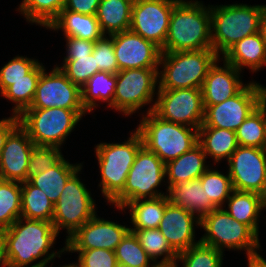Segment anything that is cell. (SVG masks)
Segmentation results:
<instances>
[{
    "mask_svg": "<svg viewBox=\"0 0 266 267\" xmlns=\"http://www.w3.org/2000/svg\"><path fill=\"white\" fill-rule=\"evenodd\" d=\"M0 235L10 267H28L42 257L43 259L30 267H47L54 258H60L61 253H66L65 247L49 253L59 235L52 222L20 217L6 230L1 231Z\"/></svg>",
    "mask_w": 266,
    "mask_h": 267,
    "instance_id": "6da1fadb",
    "label": "cell"
},
{
    "mask_svg": "<svg viewBox=\"0 0 266 267\" xmlns=\"http://www.w3.org/2000/svg\"><path fill=\"white\" fill-rule=\"evenodd\" d=\"M213 49L210 5L201 1L179 0L170 14V23L162 52Z\"/></svg>",
    "mask_w": 266,
    "mask_h": 267,
    "instance_id": "7a4b0ae2",
    "label": "cell"
},
{
    "mask_svg": "<svg viewBox=\"0 0 266 267\" xmlns=\"http://www.w3.org/2000/svg\"><path fill=\"white\" fill-rule=\"evenodd\" d=\"M265 6L241 3L210 6L212 48L220 58L238 41L259 32Z\"/></svg>",
    "mask_w": 266,
    "mask_h": 267,
    "instance_id": "3957f363",
    "label": "cell"
},
{
    "mask_svg": "<svg viewBox=\"0 0 266 267\" xmlns=\"http://www.w3.org/2000/svg\"><path fill=\"white\" fill-rule=\"evenodd\" d=\"M143 146L165 164L198 144V129L161 119L153 111L142 115L136 128Z\"/></svg>",
    "mask_w": 266,
    "mask_h": 267,
    "instance_id": "277c9868",
    "label": "cell"
},
{
    "mask_svg": "<svg viewBox=\"0 0 266 267\" xmlns=\"http://www.w3.org/2000/svg\"><path fill=\"white\" fill-rule=\"evenodd\" d=\"M221 59L213 49L197 51L162 52L157 89L200 88L209 69Z\"/></svg>",
    "mask_w": 266,
    "mask_h": 267,
    "instance_id": "5b68a950",
    "label": "cell"
},
{
    "mask_svg": "<svg viewBox=\"0 0 266 267\" xmlns=\"http://www.w3.org/2000/svg\"><path fill=\"white\" fill-rule=\"evenodd\" d=\"M128 140L122 143H100L95 147L101 182V192L111 203L124 189L126 178L135 161L138 151L143 147L141 135L137 130L130 132Z\"/></svg>",
    "mask_w": 266,
    "mask_h": 267,
    "instance_id": "8992f818",
    "label": "cell"
},
{
    "mask_svg": "<svg viewBox=\"0 0 266 267\" xmlns=\"http://www.w3.org/2000/svg\"><path fill=\"white\" fill-rule=\"evenodd\" d=\"M86 114L85 109H26L19 116V125L36 146L61 148L67 136Z\"/></svg>",
    "mask_w": 266,
    "mask_h": 267,
    "instance_id": "52a82bcc",
    "label": "cell"
},
{
    "mask_svg": "<svg viewBox=\"0 0 266 267\" xmlns=\"http://www.w3.org/2000/svg\"><path fill=\"white\" fill-rule=\"evenodd\" d=\"M200 227L206 232L199 240L221 252L244 250L247 258L260 255L259 236L248 226L234 220L223 208H217L200 219Z\"/></svg>",
    "mask_w": 266,
    "mask_h": 267,
    "instance_id": "ba28073f",
    "label": "cell"
},
{
    "mask_svg": "<svg viewBox=\"0 0 266 267\" xmlns=\"http://www.w3.org/2000/svg\"><path fill=\"white\" fill-rule=\"evenodd\" d=\"M165 178V163L143 146L136 155L123 191L110 204L122 208L131 201L167 195L157 190Z\"/></svg>",
    "mask_w": 266,
    "mask_h": 267,
    "instance_id": "9c48e42d",
    "label": "cell"
},
{
    "mask_svg": "<svg viewBox=\"0 0 266 267\" xmlns=\"http://www.w3.org/2000/svg\"><path fill=\"white\" fill-rule=\"evenodd\" d=\"M81 170L82 167L67 180L58 201L54 204L53 227L58 234L65 228L68 234L66 240L97 213L91 191L78 177Z\"/></svg>",
    "mask_w": 266,
    "mask_h": 267,
    "instance_id": "30bf717a",
    "label": "cell"
},
{
    "mask_svg": "<svg viewBox=\"0 0 266 267\" xmlns=\"http://www.w3.org/2000/svg\"><path fill=\"white\" fill-rule=\"evenodd\" d=\"M158 71L159 69L137 68L117 72L113 109L127 117L143 106L154 103L146 113L153 111L156 102L153 97L159 86Z\"/></svg>",
    "mask_w": 266,
    "mask_h": 267,
    "instance_id": "8fae6325",
    "label": "cell"
},
{
    "mask_svg": "<svg viewBox=\"0 0 266 267\" xmlns=\"http://www.w3.org/2000/svg\"><path fill=\"white\" fill-rule=\"evenodd\" d=\"M153 112L161 119L199 129L204 121L202 89H158Z\"/></svg>",
    "mask_w": 266,
    "mask_h": 267,
    "instance_id": "7c38bea8",
    "label": "cell"
},
{
    "mask_svg": "<svg viewBox=\"0 0 266 267\" xmlns=\"http://www.w3.org/2000/svg\"><path fill=\"white\" fill-rule=\"evenodd\" d=\"M262 85L248 83L237 95L222 103L210 105L204 110L200 127H215L235 131L260 105Z\"/></svg>",
    "mask_w": 266,
    "mask_h": 267,
    "instance_id": "4fadbf2b",
    "label": "cell"
},
{
    "mask_svg": "<svg viewBox=\"0 0 266 267\" xmlns=\"http://www.w3.org/2000/svg\"><path fill=\"white\" fill-rule=\"evenodd\" d=\"M179 0H134L130 30L159 46L164 47L170 14Z\"/></svg>",
    "mask_w": 266,
    "mask_h": 267,
    "instance_id": "5bb4252c",
    "label": "cell"
},
{
    "mask_svg": "<svg viewBox=\"0 0 266 267\" xmlns=\"http://www.w3.org/2000/svg\"><path fill=\"white\" fill-rule=\"evenodd\" d=\"M45 71L46 69L42 71L38 79L35 96L27 109H84L81 88L72 83L57 64L49 73Z\"/></svg>",
    "mask_w": 266,
    "mask_h": 267,
    "instance_id": "9a60e30c",
    "label": "cell"
},
{
    "mask_svg": "<svg viewBox=\"0 0 266 267\" xmlns=\"http://www.w3.org/2000/svg\"><path fill=\"white\" fill-rule=\"evenodd\" d=\"M235 190L260 193L266 178V149L238 146L227 161Z\"/></svg>",
    "mask_w": 266,
    "mask_h": 267,
    "instance_id": "2e32d148",
    "label": "cell"
},
{
    "mask_svg": "<svg viewBox=\"0 0 266 267\" xmlns=\"http://www.w3.org/2000/svg\"><path fill=\"white\" fill-rule=\"evenodd\" d=\"M118 72L124 69H159L161 48L130 29L112 34Z\"/></svg>",
    "mask_w": 266,
    "mask_h": 267,
    "instance_id": "e0dca14e",
    "label": "cell"
},
{
    "mask_svg": "<svg viewBox=\"0 0 266 267\" xmlns=\"http://www.w3.org/2000/svg\"><path fill=\"white\" fill-rule=\"evenodd\" d=\"M130 228L97 214L84 223L65 242V249H106L115 251Z\"/></svg>",
    "mask_w": 266,
    "mask_h": 267,
    "instance_id": "ac0fdd59",
    "label": "cell"
},
{
    "mask_svg": "<svg viewBox=\"0 0 266 267\" xmlns=\"http://www.w3.org/2000/svg\"><path fill=\"white\" fill-rule=\"evenodd\" d=\"M35 144L18 125L7 137L0 153V179L27 181L29 158Z\"/></svg>",
    "mask_w": 266,
    "mask_h": 267,
    "instance_id": "d6986e66",
    "label": "cell"
},
{
    "mask_svg": "<svg viewBox=\"0 0 266 267\" xmlns=\"http://www.w3.org/2000/svg\"><path fill=\"white\" fill-rule=\"evenodd\" d=\"M194 225L200 226V219L197 216L169 202L158 229L171 248L178 254L200 243V240L195 241L194 239Z\"/></svg>",
    "mask_w": 266,
    "mask_h": 267,
    "instance_id": "ffe728a7",
    "label": "cell"
},
{
    "mask_svg": "<svg viewBox=\"0 0 266 267\" xmlns=\"http://www.w3.org/2000/svg\"><path fill=\"white\" fill-rule=\"evenodd\" d=\"M219 60L209 69L202 86L204 110L210 106L224 102L237 95L247 84L241 81V71L223 60V67Z\"/></svg>",
    "mask_w": 266,
    "mask_h": 267,
    "instance_id": "44dd1931",
    "label": "cell"
},
{
    "mask_svg": "<svg viewBox=\"0 0 266 267\" xmlns=\"http://www.w3.org/2000/svg\"><path fill=\"white\" fill-rule=\"evenodd\" d=\"M221 57L241 72L248 67L254 73L266 66V44L257 32L238 41Z\"/></svg>",
    "mask_w": 266,
    "mask_h": 267,
    "instance_id": "7402d4cb",
    "label": "cell"
},
{
    "mask_svg": "<svg viewBox=\"0 0 266 267\" xmlns=\"http://www.w3.org/2000/svg\"><path fill=\"white\" fill-rule=\"evenodd\" d=\"M166 194L171 204L189 211L199 219L217 209L206 196L200 178L171 185L167 187Z\"/></svg>",
    "mask_w": 266,
    "mask_h": 267,
    "instance_id": "603a6c76",
    "label": "cell"
},
{
    "mask_svg": "<svg viewBox=\"0 0 266 267\" xmlns=\"http://www.w3.org/2000/svg\"><path fill=\"white\" fill-rule=\"evenodd\" d=\"M207 156L197 144L191 150L165 164L168 187L181 182L198 179L209 167Z\"/></svg>",
    "mask_w": 266,
    "mask_h": 267,
    "instance_id": "cb8c5ba5",
    "label": "cell"
},
{
    "mask_svg": "<svg viewBox=\"0 0 266 267\" xmlns=\"http://www.w3.org/2000/svg\"><path fill=\"white\" fill-rule=\"evenodd\" d=\"M47 29L62 30L64 36L77 37L93 42L104 35L96 15H84L70 10H62Z\"/></svg>",
    "mask_w": 266,
    "mask_h": 267,
    "instance_id": "d4e9b609",
    "label": "cell"
},
{
    "mask_svg": "<svg viewBox=\"0 0 266 267\" xmlns=\"http://www.w3.org/2000/svg\"><path fill=\"white\" fill-rule=\"evenodd\" d=\"M198 144L206 156H211L215 164L223 159L228 161L239 146L235 131L215 127H200Z\"/></svg>",
    "mask_w": 266,
    "mask_h": 267,
    "instance_id": "484cf974",
    "label": "cell"
},
{
    "mask_svg": "<svg viewBox=\"0 0 266 267\" xmlns=\"http://www.w3.org/2000/svg\"><path fill=\"white\" fill-rule=\"evenodd\" d=\"M134 0H101L96 18L104 35H112L130 29Z\"/></svg>",
    "mask_w": 266,
    "mask_h": 267,
    "instance_id": "4316f807",
    "label": "cell"
},
{
    "mask_svg": "<svg viewBox=\"0 0 266 267\" xmlns=\"http://www.w3.org/2000/svg\"><path fill=\"white\" fill-rule=\"evenodd\" d=\"M169 203L167 195L153 199H139L126 203L118 210H130V220L134 228L130 230L158 228L164 215L166 205Z\"/></svg>",
    "mask_w": 266,
    "mask_h": 267,
    "instance_id": "83f0119b",
    "label": "cell"
},
{
    "mask_svg": "<svg viewBox=\"0 0 266 267\" xmlns=\"http://www.w3.org/2000/svg\"><path fill=\"white\" fill-rule=\"evenodd\" d=\"M115 86L116 74L104 71L95 73L81 87V103L85 111L90 113L100 106L97 101L106 102L108 108L113 109Z\"/></svg>",
    "mask_w": 266,
    "mask_h": 267,
    "instance_id": "f1b7e54d",
    "label": "cell"
},
{
    "mask_svg": "<svg viewBox=\"0 0 266 267\" xmlns=\"http://www.w3.org/2000/svg\"><path fill=\"white\" fill-rule=\"evenodd\" d=\"M82 164H71L63 157L56 165L43 173L31 177L28 181L41 189L43 193L55 204L67 180L80 168Z\"/></svg>",
    "mask_w": 266,
    "mask_h": 267,
    "instance_id": "f546056e",
    "label": "cell"
},
{
    "mask_svg": "<svg viewBox=\"0 0 266 267\" xmlns=\"http://www.w3.org/2000/svg\"><path fill=\"white\" fill-rule=\"evenodd\" d=\"M230 216L240 223L248 225L259 236V217L262 206L258 193L233 190L226 201Z\"/></svg>",
    "mask_w": 266,
    "mask_h": 267,
    "instance_id": "4dcf8cb0",
    "label": "cell"
},
{
    "mask_svg": "<svg viewBox=\"0 0 266 267\" xmlns=\"http://www.w3.org/2000/svg\"><path fill=\"white\" fill-rule=\"evenodd\" d=\"M54 203L28 180L21 182V217L52 222Z\"/></svg>",
    "mask_w": 266,
    "mask_h": 267,
    "instance_id": "1f68e13d",
    "label": "cell"
},
{
    "mask_svg": "<svg viewBox=\"0 0 266 267\" xmlns=\"http://www.w3.org/2000/svg\"><path fill=\"white\" fill-rule=\"evenodd\" d=\"M45 69L42 63H38L30 72L29 79H22L11 82L1 95L15 104L12 115L19 116L24 110L30 107L36 92L38 79Z\"/></svg>",
    "mask_w": 266,
    "mask_h": 267,
    "instance_id": "d6a6232c",
    "label": "cell"
},
{
    "mask_svg": "<svg viewBox=\"0 0 266 267\" xmlns=\"http://www.w3.org/2000/svg\"><path fill=\"white\" fill-rule=\"evenodd\" d=\"M130 231L134 232L140 245L155 264H172L176 262L178 254L171 248L158 228ZM162 256L163 258L157 261Z\"/></svg>",
    "mask_w": 266,
    "mask_h": 267,
    "instance_id": "836d02e7",
    "label": "cell"
},
{
    "mask_svg": "<svg viewBox=\"0 0 266 267\" xmlns=\"http://www.w3.org/2000/svg\"><path fill=\"white\" fill-rule=\"evenodd\" d=\"M21 217V182L0 179V232Z\"/></svg>",
    "mask_w": 266,
    "mask_h": 267,
    "instance_id": "e575fe53",
    "label": "cell"
},
{
    "mask_svg": "<svg viewBox=\"0 0 266 267\" xmlns=\"http://www.w3.org/2000/svg\"><path fill=\"white\" fill-rule=\"evenodd\" d=\"M240 146L266 149V113L259 105L236 130Z\"/></svg>",
    "mask_w": 266,
    "mask_h": 267,
    "instance_id": "d590c367",
    "label": "cell"
},
{
    "mask_svg": "<svg viewBox=\"0 0 266 267\" xmlns=\"http://www.w3.org/2000/svg\"><path fill=\"white\" fill-rule=\"evenodd\" d=\"M66 0H23L17 8L26 21L47 28L64 9Z\"/></svg>",
    "mask_w": 266,
    "mask_h": 267,
    "instance_id": "8d00e7d4",
    "label": "cell"
},
{
    "mask_svg": "<svg viewBox=\"0 0 266 267\" xmlns=\"http://www.w3.org/2000/svg\"><path fill=\"white\" fill-rule=\"evenodd\" d=\"M202 187L211 202L217 208H223L234 188L229 174L208 168L200 177Z\"/></svg>",
    "mask_w": 266,
    "mask_h": 267,
    "instance_id": "74e56055",
    "label": "cell"
},
{
    "mask_svg": "<svg viewBox=\"0 0 266 267\" xmlns=\"http://www.w3.org/2000/svg\"><path fill=\"white\" fill-rule=\"evenodd\" d=\"M115 256L117 263L126 267H154L156 265L140 245L137 236L131 231L117 245Z\"/></svg>",
    "mask_w": 266,
    "mask_h": 267,
    "instance_id": "f35d334b",
    "label": "cell"
},
{
    "mask_svg": "<svg viewBox=\"0 0 266 267\" xmlns=\"http://www.w3.org/2000/svg\"><path fill=\"white\" fill-rule=\"evenodd\" d=\"M222 260L223 252L201 242L178 253L176 259L182 267H222Z\"/></svg>",
    "mask_w": 266,
    "mask_h": 267,
    "instance_id": "ab89813d",
    "label": "cell"
},
{
    "mask_svg": "<svg viewBox=\"0 0 266 267\" xmlns=\"http://www.w3.org/2000/svg\"><path fill=\"white\" fill-rule=\"evenodd\" d=\"M60 70L80 88L98 72L93 53L88 56H65Z\"/></svg>",
    "mask_w": 266,
    "mask_h": 267,
    "instance_id": "60d3db41",
    "label": "cell"
},
{
    "mask_svg": "<svg viewBox=\"0 0 266 267\" xmlns=\"http://www.w3.org/2000/svg\"><path fill=\"white\" fill-rule=\"evenodd\" d=\"M39 63L37 59L15 56L0 69V94L11 82L29 79V72Z\"/></svg>",
    "mask_w": 266,
    "mask_h": 267,
    "instance_id": "b9f144b4",
    "label": "cell"
},
{
    "mask_svg": "<svg viewBox=\"0 0 266 267\" xmlns=\"http://www.w3.org/2000/svg\"><path fill=\"white\" fill-rule=\"evenodd\" d=\"M63 156L59 147L35 145L29 158L27 180L39 173L47 171L56 165Z\"/></svg>",
    "mask_w": 266,
    "mask_h": 267,
    "instance_id": "7bdbcfd3",
    "label": "cell"
},
{
    "mask_svg": "<svg viewBox=\"0 0 266 267\" xmlns=\"http://www.w3.org/2000/svg\"><path fill=\"white\" fill-rule=\"evenodd\" d=\"M93 55L98 66V72L104 71L111 74L118 72V64L114 53L112 35H103L95 42Z\"/></svg>",
    "mask_w": 266,
    "mask_h": 267,
    "instance_id": "ee69618b",
    "label": "cell"
},
{
    "mask_svg": "<svg viewBox=\"0 0 266 267\" xmlns=\"http://www.w3.org/2000/svg\"><path fill=\"white\" fill-rule=\"evenodd\" d=\"M66 252H79L78 263L81 267H117L115 251L106 249H65Z\"/></svg>",
    "mask_w": 266,
    "mask_h": 267,
    "instance_id": "f6af8a7d",
    "label": "cell"
},
{
    "mask_svg": "<svg viewBox=\"0 0 266 267\" xmlns=\"http://www.w3.org/2000/svg\"><path fill=\"white\" fill-rule=\"evenodd\" d=\"M66 56H88L93 52L95 42L77 37L64 36Z\"/></svg>",
    "mask_w": 266,
    "mask_h": 267,
    "instance_id": "bcb514c9",
    "label": "cell"
},
{
    "mask_svg": "<svg viewBox=\"0 0 266 267\" xmlns=\"http://www.w3.org/2000/svg\"><path fill=\"white\" fill-rule=\"evenodd\" d=\"M101 0H66L63 10H70L84 15H96Z\"/></svg>",
    "mask_w": 266,
    "mask_h": 267,
    "instance_id": "7dc6e473",
    "label": "cell"
},
{
    "mask_svg": "<svg viewBox=\"0 0 266 267\" xmlns=\"http://www.w3.org/2000/svg\"><path fill=\"white\" fill-rule=\"evenodd\" d=\"M19 125V118L16 115L0 120V153L5 145L9 134Z\"/></svg>",
    "mask_w": 266,
    "mask_h": 267,
    "instance_id": "c3c4849f",
    "label": "cell"
},
{
    "mask_svg": "<svg viewBox=\"0 0 266 267\" xmlns=\"http://www.w3.org/2000/svg\"><path fill=\"white\" fill-rule=\"evenodd\" d=\"M247 261L248 267H266V260L261 255L250 257Z\"/></svg>",
    "mask_w": 266,
    "mask_h": 267,
    "instance_id": "681fc988",
    "label": "cell"
},
{
    "mask_svg": "<svg viewBox=\"0 0 266 267\" xmlns=\"http://www.w3.org/2000/svg\"><path fill=\"white\" fill-rule=\"evenodd\" d=\"M259 32L266 44V6L264 7V10L261 15Z\"/></svg>",
    "mask_w": 266,
    "mask_h": 267,
    "instance_id": "f907efd6",
    "label": "cell"
},
{
    "mask_svg": "<svg viewBox=\"0 0 266 267\" xmlns=\"http://www.w3.org/2000/svg\"><path fill=\"white\" fill-rule=\"evenodd\" d=\"M0 266L1 267H8L5 245H4V241H3L1 235H0Z\"/></svg>",
    "mask_w": 266,
    "mask_h": 267,
    "instance_id": "816d5d0a",
    "label": "cell"
},
{
    "mask_svg": "<svg viewBox=\"0 0 266 267\" xmlns=\"http://www.w3.org/2000/svg\"><path fill=\"white\" fill-rule=\"evenodd\" d=\"M259 197H260V200H261V206H262V210L266 209V178H265V181H264V185H263V188H262V191L259 193Z\"/></svg>",
    "mask_w": 266,
    "mask_h": 267,
    "instance_id": "f5cc1de1",
    "label": "cell"
},
{
    "mask_svg": "<svg viewBox=\"0 0 266 267\" xmlns=\"http://www.w3.org/2000/svg\"><path fill=\"white\" fill-rule=\"evenodd\" d=\"M260 106L264 109L266 113V87L262 86Z\"/></svg>",
    "mask_w": 266,
    "mask_h": 267,
    "instance_id": "db71d44e",
    "label": "cell"
},
{
    "mask_svg": "<svg viewBox=\"0 0 266 267\" xmlns=\"http://www.w3.org/2000/svg\"><path fill=\"white\" fill-rule=\"evenodd\" d=\"M154 267H178V262L172 264H156Z\"/></svg>",
    "mask_w": 266,
    "mask_h": 267,
    "instance_id": "11a10c76",
    "label": "cell"
},
{
    "mask_svg": "<svg viewBox=\"0 0 266 267\" xmlns=\"http://www.w3.org/2000/svg\"><path fill=\"white\" fill-rule=\"evenodd\" d=\"M48 267V266H47ZM52 267V266H51ZM59 267H81L80 264L78 262H76L75 264L74 263H70L68 265H63V266H59Z\"/></svg>",
    "mask_w": 266,
    "mask_h": 267,
    "instance_id": "9f6ffc18",
    "label": "cell"
}]
</instances>
